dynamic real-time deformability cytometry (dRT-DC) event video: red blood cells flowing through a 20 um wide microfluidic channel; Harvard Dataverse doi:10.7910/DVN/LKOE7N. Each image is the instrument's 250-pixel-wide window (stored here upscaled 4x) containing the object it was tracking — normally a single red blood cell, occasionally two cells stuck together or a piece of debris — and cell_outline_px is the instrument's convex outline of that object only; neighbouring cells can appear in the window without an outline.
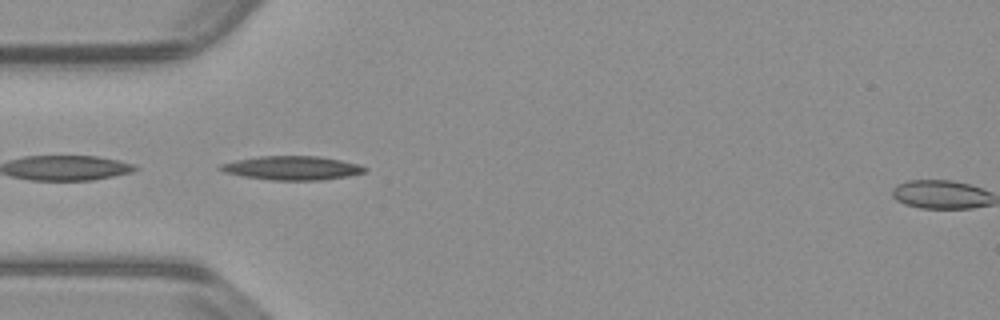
{"species": "common noctule bat (a hibernating species)", "species_latin": "Nyctalus noctula", "temperature_condition": "warm", "stored_images_in_passage": 43, "camera_frame_rate_fps": 3000, "um_per_image_px": 0.085, "animal": {"sex": "male", "body_mass_g": 23.1, "forearm_length_mm": 52.7}, "frame": {"image": 1, "passage_image": 5, "time_ms": 1.333, "image_size_px": [1000, 320], "cell_outline_px": [[368, 168], [364, 172], [348, 176], [320, 180], [272, 180], [244, 176], [224, 172], [216, 168], [220, 164], [236, 160], [260, 156], [316, 156], [340, 160], [360, 164]], "centroid_in_image_um": [24.82, 14.27], "position_along_channel_um": 60.2, "area_um2": 20.0}}
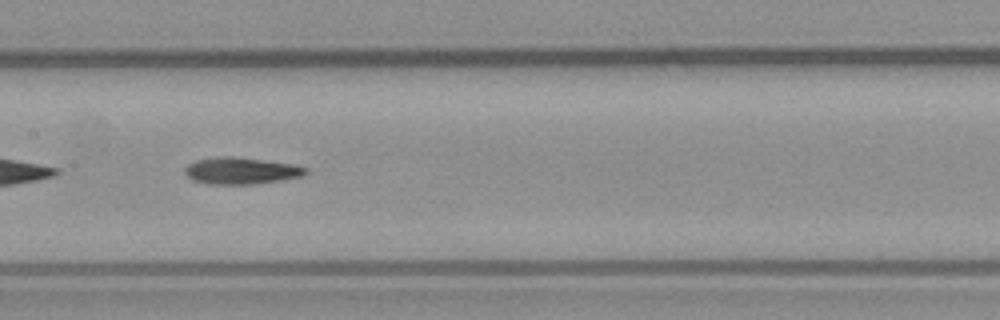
{"frame": {"image": 2, "passage_image": 15, "time_ms": 4.667, "image_size_px": [1000, 320], "cell_outline_px": [[308, 172], [304, 176], [284, 180], [252, 184], [204, 184], [192, 180], [184, 172], [184, 168], [188, 164], [196, 160], [220, 156], [236, 156], [292, 164], [308, 168]], "centroid_in_image_um": [20.49, 14.52], "position_along_channel_um": 186.9, "area_um2": 19.07}}
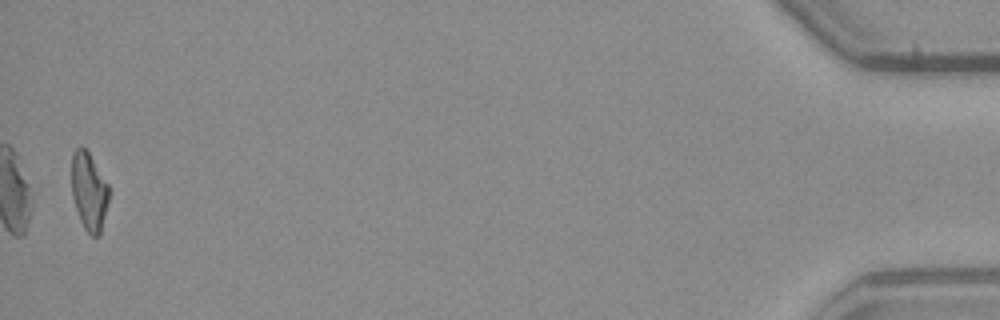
{"frame": {"image": 3, "passage_image": 42, "time_ms": 13.667, "image_size_px": [1000, 320], "cell_outline_px": [[112, 192], [100, 236], [92, 236], [84, 228], [80, 220], [72, 196], [72, 152], [76, 148], [84, 148], [88, 152], [108, 184]], "centroid_in_image_um": [7.6, 16.31], "position_along_channel_um": 427.6, "area_um2": 17.17}}